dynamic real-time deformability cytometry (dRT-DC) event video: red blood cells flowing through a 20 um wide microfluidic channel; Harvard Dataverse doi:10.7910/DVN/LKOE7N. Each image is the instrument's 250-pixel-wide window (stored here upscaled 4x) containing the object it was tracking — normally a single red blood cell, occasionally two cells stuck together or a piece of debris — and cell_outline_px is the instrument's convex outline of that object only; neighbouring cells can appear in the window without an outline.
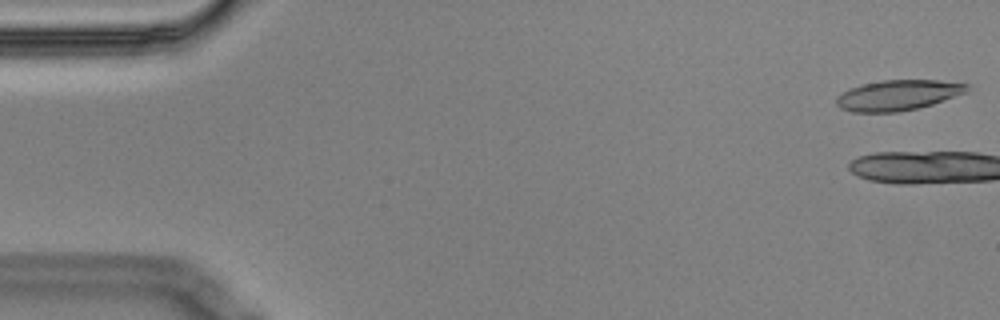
{"species": "Egyptian fruit bat (a non-hibernating species)", "species_latin": "Rousettus aegyptiacus", "temperature_condition": "cold", "stored_images_in_passage": 5, "camera_frame_rate_fps": 3000, "um_per_image_px": 0.085, "animal": {"sex": "male"}, "frame": {"image": 1, "passage_image": 1, "time_ms": 0.0, "image_size_px": [1000, 320], "cell_outline_px": [[968, 92], [932, 104], [916, 108], [896, 112], [852, 112], [840, 108], [836, 104], [836, 96], [852, 88], [864, 84], [880, 80], [940, 80], [968, 84]], "centroid_in_image_um": [76.33, 8.09], "position_along_channel_um": 8.7, "area_um2": 23.0}}